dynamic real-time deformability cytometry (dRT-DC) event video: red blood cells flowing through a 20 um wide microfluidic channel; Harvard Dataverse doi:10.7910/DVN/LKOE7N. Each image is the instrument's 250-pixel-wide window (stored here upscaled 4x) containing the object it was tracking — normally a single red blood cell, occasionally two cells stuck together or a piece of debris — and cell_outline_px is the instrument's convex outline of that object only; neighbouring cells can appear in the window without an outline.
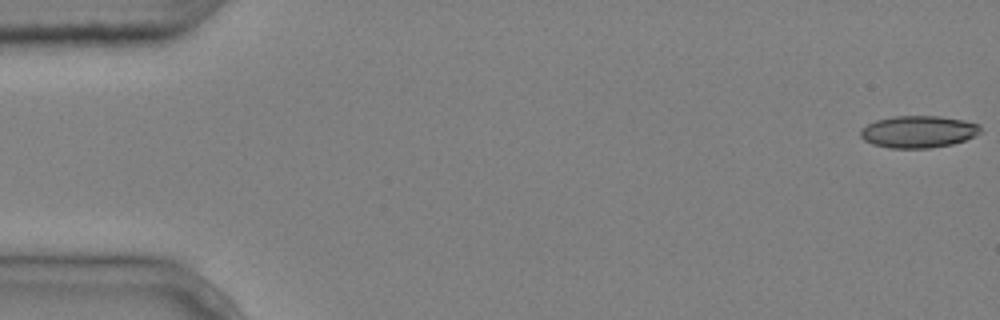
{"species": "common noctule bat (a hibernating species)", "species_latin": "Nyctalus noctula", "temperature_condition": "cold", "stored_images_in_passage": 5, "camera_frame_rate_fps": 3000, "um_per_image_px": 0.085, "animal": {"sex": "male", "body_mass_g": 20.4}, "frame": {"image": 1, "passage_image": 1, "time_ms": 0.0, "image_size_px": [1000, 320], "cell_outline_px": [[980, 132], [964, 140], [952, 144], [928, 148], [888, 148], [872, 144], [864, 140], [860, 136], [860, 128], [876, 120], [896, 116], [940, 116], [980, 124]], "centroid_in_image_um": [78.01, 11.2], "position_along_channel_um": 7.0, "area_um2": 22.25}}
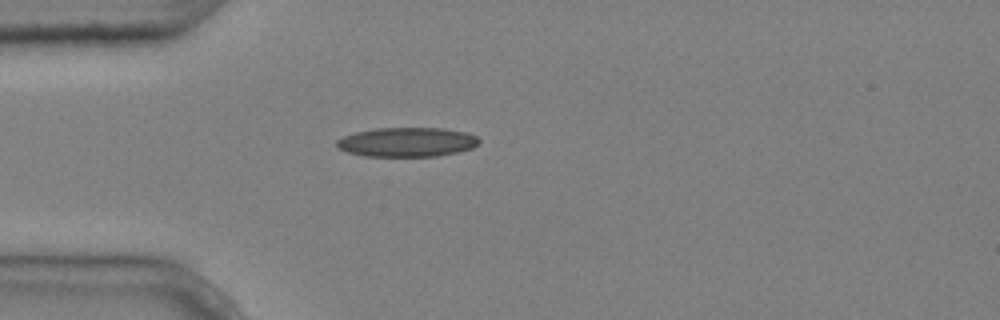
{"frame": {"image": 2, "passage_image": 5, "time_ms": 1.333, "image_size_px": [1000, 320], "cell_outline_px": [[480, 144], [472, 148], [456, 152], [436, 156], [364, 156], [348, 152], [336, 148], [336, 140], [344, 136], [356, 132], [376, 128], [444, 128], [468, 132], [476, 136], [480, 140]], "centroid_in_image_um": [34.61, 12.07], "position_along_channel_um": 50.4, "area_um2": 24.45}}